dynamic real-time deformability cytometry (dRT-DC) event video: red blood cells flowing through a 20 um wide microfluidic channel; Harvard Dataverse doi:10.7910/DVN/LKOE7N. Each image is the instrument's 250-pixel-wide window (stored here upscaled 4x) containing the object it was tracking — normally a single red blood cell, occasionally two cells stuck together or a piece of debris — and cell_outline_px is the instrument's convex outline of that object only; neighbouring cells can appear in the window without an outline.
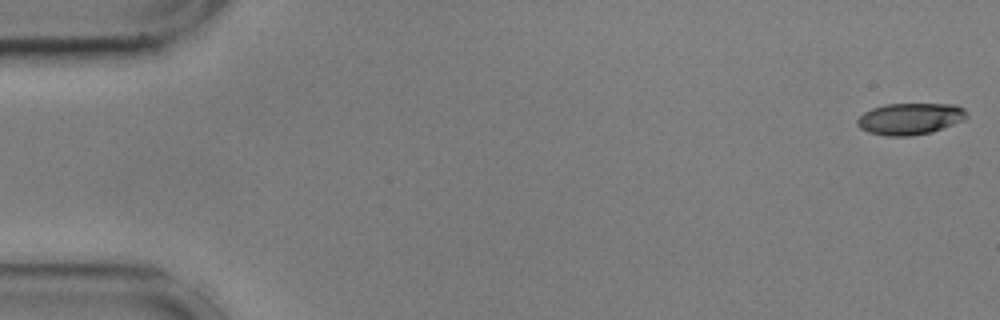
{"species": "common noctule bat (a hibernating species)", "species_latin": "Nyctalus noctula", "temperature_condition": "cold", "stored_images_in_passage": 54, "camera_frame_rate_fps": 3000, "um_per_image_px": 0.085, "animal": {"sex": "male", "body_mass_g": 17.9, "forearm_length_mm": 54.2}, "frame": {"image": 1, "passage_image": 1, "time_ms": 0.0, "image_size_px": [1000, 320], "cell_outline_px": [[968, 116], [952, 124], [932, 132], [908, 136], [888, 136], [868, 132], [860, 128], [856, 124], [856, 120], [864, 112], [872, 108], [884, 104], [956, 104], [964, 108], [968, 112]], "centroid_in_image_um": [77.33, 10.09], "position_along_channel_um": 7.7, "area_um2": 20.11}}
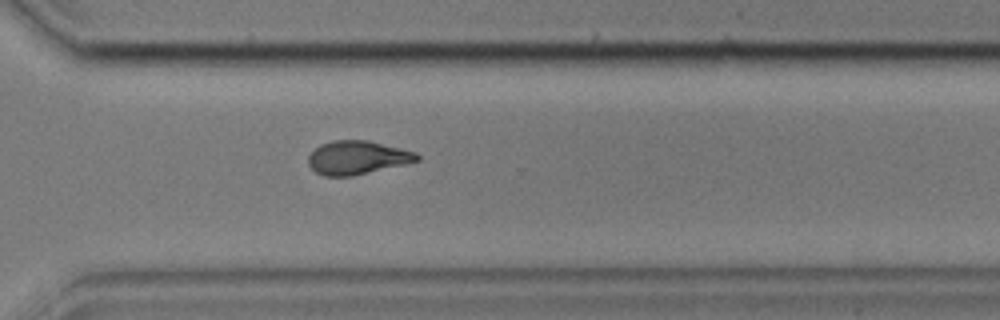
{"frame": {"image": 2, "passage_image": 40, "time_ms": 13.0, "image_size_px": [1000, 320], "cell_outline_px": [[420, 160], [404, 164], [352, 176], [324, 176], [316, 172], [308, 164], [308, 156], [320, 144], [332, 140], [368, 140], [416, 152], [420, 156]], "centroid_in_image_um": [30.36, 13.39], "position_along_channel_um": 340.2, "area_um2": 21.15}}
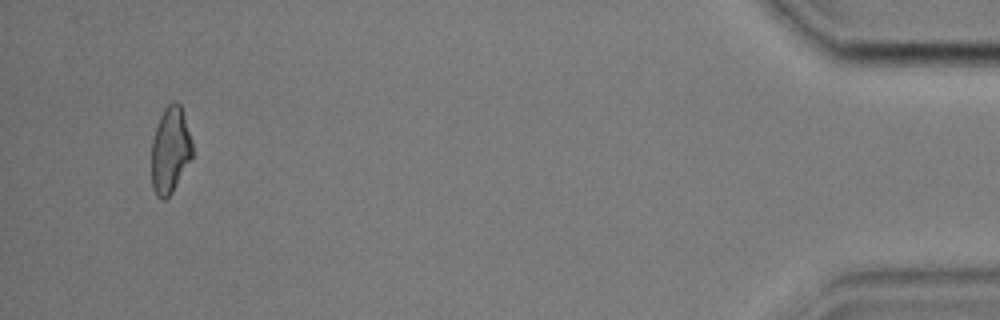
{"frame": {"image": 3, "passage_image": 53, "time_ms": 17.333, "image_size_px": [1000, 320], "cell_outline_px": [[192, 156], [172, 192], [164, 200], [160, 200], [156, 196], [152, 188], [152, 140], [160, 116], [164, 108], [172, 100], [176, 100], [180, 104], [192, 140]], "centroid_in_image_um": [14.46, 12.75], "position_along_channel_um": 420.7, "area_um2": 20.46}}